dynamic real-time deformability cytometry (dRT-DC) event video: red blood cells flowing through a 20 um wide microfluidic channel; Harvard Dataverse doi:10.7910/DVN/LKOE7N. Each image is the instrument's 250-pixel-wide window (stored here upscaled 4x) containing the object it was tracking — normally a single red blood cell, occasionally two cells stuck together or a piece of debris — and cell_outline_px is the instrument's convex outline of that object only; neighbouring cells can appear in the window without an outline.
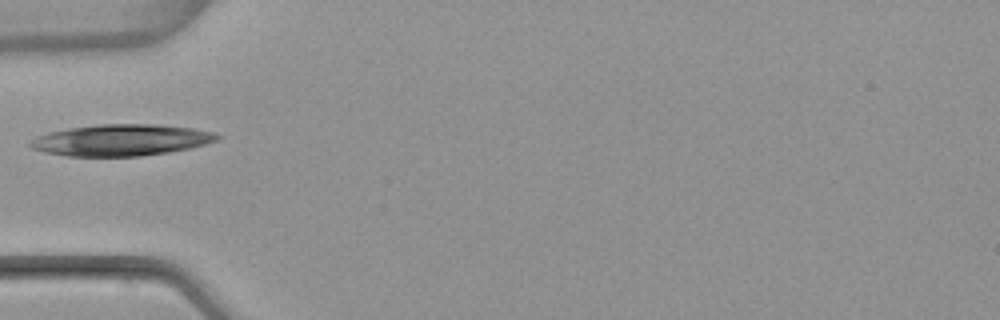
{"species": "common noctule bat (a hibernating species)", "species_latin": "Nyctalus noctula", "temperature_condition": "warm", "stored_images_in_passage": 4, "camera_frame_rate_fps": 3000, "um_per_image_px": 0.085, "animal": {"sex": "female", "body_mass_g": 22.7, "forearm_length_mm": 54.2}, "frame": {"image": 1, "passage_image": 4, "time_ms": 5.0, "image_size_px": [1000, 320], "cell_outline_px": [[220, 136], [216, 140], [192, 148], [168, 152], [140, 156], [68, 156], [44, 152], [32, 148], [28, 144], [28, 140], [36, 136], [52, 132], [72, 128], [100, 124], [160, 124], [192, 128], [212, 132]], "centroid_in_image_um": [10.28, 11.91], "position_along_channel_um": 74.7, "area_um2": 34.04}}